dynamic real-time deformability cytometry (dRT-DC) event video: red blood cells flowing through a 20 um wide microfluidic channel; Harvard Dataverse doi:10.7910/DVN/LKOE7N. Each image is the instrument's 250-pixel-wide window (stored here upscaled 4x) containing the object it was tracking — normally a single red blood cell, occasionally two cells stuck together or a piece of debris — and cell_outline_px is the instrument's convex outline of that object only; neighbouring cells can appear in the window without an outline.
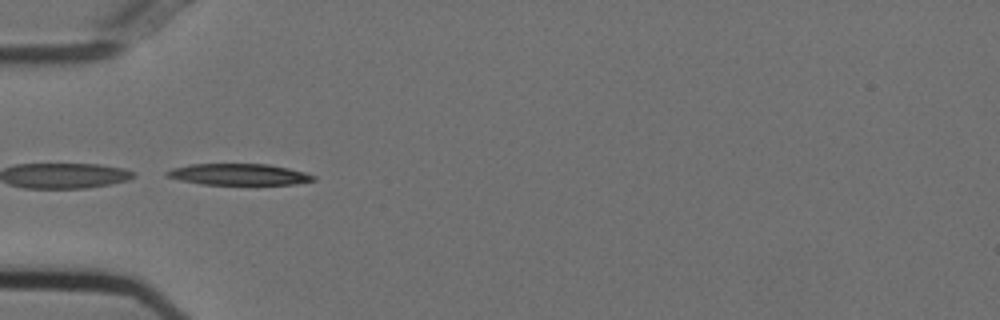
{"species": "Egyptian fruit bat (a non-hibernating species)", "species_latin": "Rousettus aegyptiacus", "temperature_condition": "cold", "stored_images_in_passage": 25, "camera_frame_rate_fps": 3000, "um_per_image_px": 0.085, "animal": {"sex": "female"}, "frame": {"image": 1, "passage_image": 1, "time_ms": 0.0, "image_size_px": [1000, 320], "cell_outline_px": [[316, 180], [296, 184], [200, 184], [180, 180], [168, 176], [164, 172], [172, 168], [188, 164], [268, 164], [288, 168], [304, 172], [316, 176]], "centroid_in_image_um": [20.3, 14.82], "position_along_channel_um": 64.7, "area_um2": 18.15}}
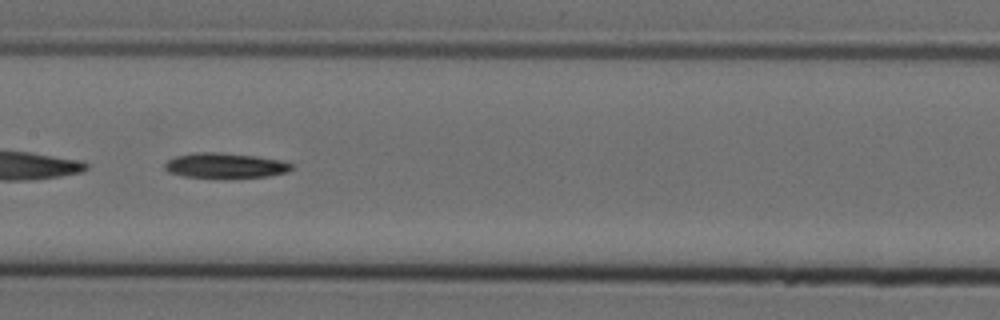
{"frame": {"image": 2, "passage_image": 11, "time_ms": 3.333, "image_size_px": [1000, 320], "cell_outline_px": [[292, 168], [288, 172], [268, 176], [184, 176], [168, 172], [164, 168], [164, 164], [168, 160], [176, 156], [196, 152], [220, 152], [256, 156], [280, 160], [292, 164]], "centroid_in_image_um": [19.12, 14.04], "position_along_channel_um": 188.3, "area_um2": 17.98}}
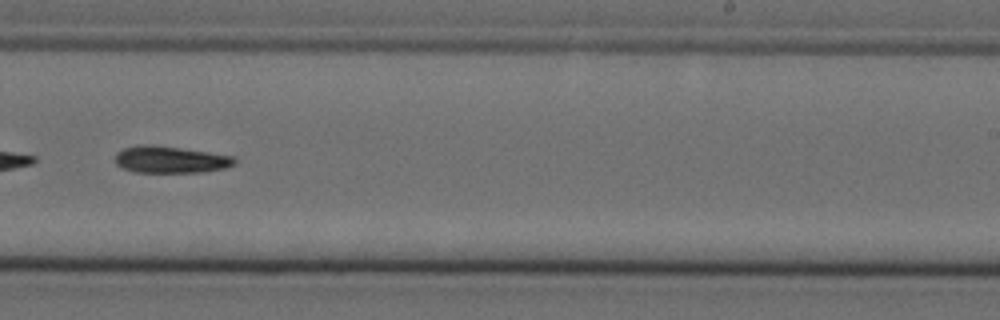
{"frame": {"image": 3, "passage_image": 18, "time_ms": 5.667, "image_size_px": [1000, 320], "cell_outline_px": [[236, 164], [224, 168], [200, 172], [132, 172], [120, 168], [116, 164], [116, 152], [124, 148], [136, 144], [152, 144], [236, 156]], "centroid_in_image_um": [14.46, 13.56], "position_along_channel_um": 274.5, "area_um2": 18.9}}